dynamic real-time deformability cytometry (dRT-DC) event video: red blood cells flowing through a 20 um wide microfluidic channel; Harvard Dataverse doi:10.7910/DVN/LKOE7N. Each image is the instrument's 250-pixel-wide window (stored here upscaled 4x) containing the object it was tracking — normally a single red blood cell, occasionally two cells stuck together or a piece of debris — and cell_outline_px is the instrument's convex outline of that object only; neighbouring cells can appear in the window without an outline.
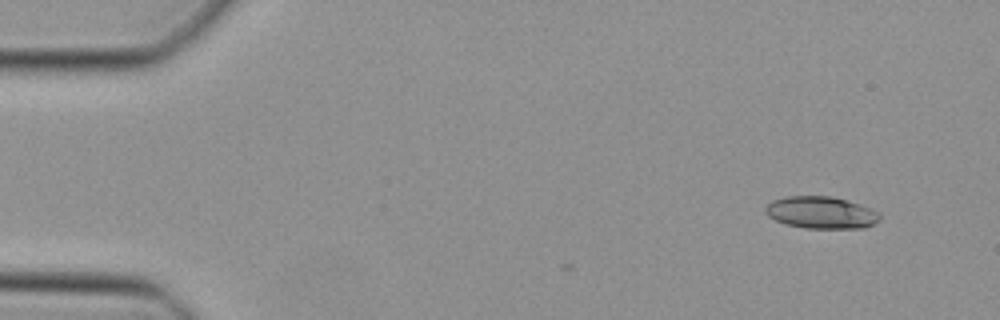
{"species": "Egyptian fruit bat (a non-hibernating species)", "species_latin": "Rousettus aegyptiacus", "temperature_condition": "cold", "stored_images_in_passage": 3, "camera_frame_rate_fps": 3000, "um_per_image_px": 0.085, "animal": {"sex": "female"}, "frame": {"image": 1, "passage_image": 1, "time_ms": 0.0, "image_size_px": [1000, 320], "cell_outline_px": [[880, 220], [864, 228], [804, 228], [788, 224], [776, 220], [768, 216], [764, 212], [764, 208], [772, 200], [784, 196], [832, 196], [848, 200], [880, 212]], "centroid_in_image_um": [69.79, 18.06], "position_along_channel_um": 15.2, "area_um2": 21.44}}